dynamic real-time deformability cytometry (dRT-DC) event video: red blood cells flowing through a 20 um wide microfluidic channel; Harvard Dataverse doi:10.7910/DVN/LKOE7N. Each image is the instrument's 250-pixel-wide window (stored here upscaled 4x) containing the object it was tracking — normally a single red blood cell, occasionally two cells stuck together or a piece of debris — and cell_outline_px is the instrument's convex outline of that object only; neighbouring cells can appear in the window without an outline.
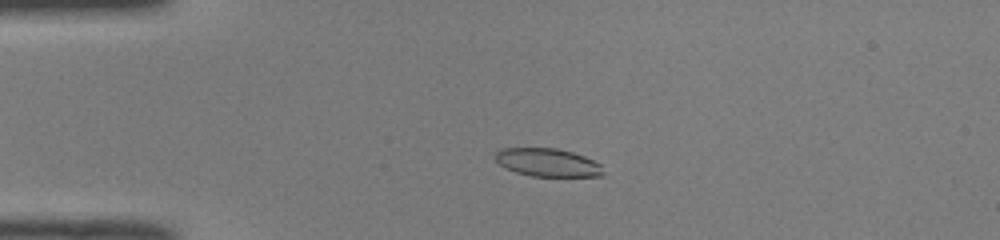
{"species": "common noctule bat (a hibernating species)", "species_latin": "Nyctalus noctula", "temperature_condition": "room temperature", "stored_images_in_passage": 41, "camera_frame_rate_fps": 3000, "um_per_image_px": 0.085, "animal": {"sex": "male", "body_mass_g": 19.0, "forearm_length_mm": 50.8}, "frame": {"image": 1, "passage_image": 2, "time_ms": 0.333, "image_size_px": [1000, 240], "cell_outline_px": [[604, 176], [532, 176], [516, 172], [504, 168], [496, 160], [496, 152], [500, 148], [556, 148], [572, 152], [584, 156], [600, 164], [604, 172]], "centroid_in_image_um": [46.54, 13.81], "position_along_channel_um": 38.5, "area_um2": 17.63}}
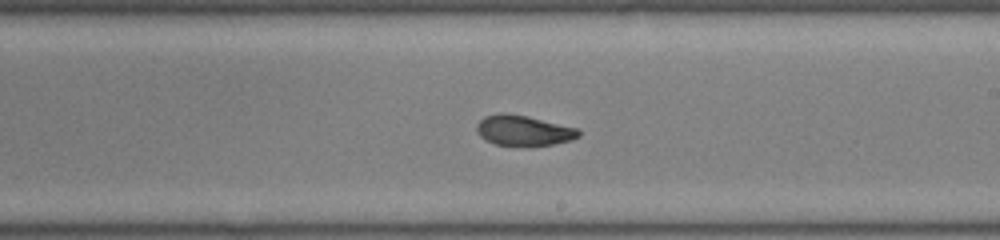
{"frame": {"image": 2, "passage_image": 20, "time_ms": 6.333, "image_size_px": [1000, 240], "cell_outline_px": [[580, 136], [572, 140], [552, 144], [496, 144], [480, 136], [476, 132], [476, 124], [484, 116], [500, 112], [508, 112], [528, 116], [576, 128], [580, 132]], "centroid_in_image_um": [44.47, 11.05], "position_along_channel_um": 244.5, "area_um2": 17.69}}
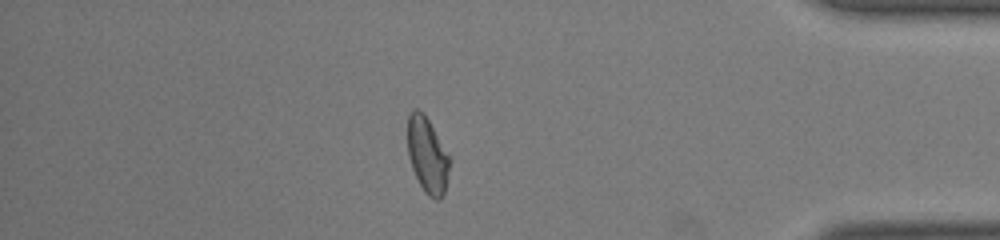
{"frame": {"image": 3, "passage_image": 34, "time_ms": 11.0, "image_size_px": [1000, 240], "cell_outline_px": [[452, 160], [444, 192], [440, 200], [436, 200], [428, 196], [424, 192], [412, 168], [408, 156], [408, 116], [416, 108], [424, 112]], "centroid_in_image_um": [36.35, 13.2], "position_along_channel_um": 398.9, "area_um2": 18.61}, "authors_computed_cell_mechanics": {"area_um2": 18.4382, "velocity_mm_per_s": 4.0071, "shape_relaxation_time_tau1_ms": null, "shape_relaxation_time_tau2_ms": 2.1862, "deformation_change_tau1": null, "deformation_change_tau2": 0.0629}}